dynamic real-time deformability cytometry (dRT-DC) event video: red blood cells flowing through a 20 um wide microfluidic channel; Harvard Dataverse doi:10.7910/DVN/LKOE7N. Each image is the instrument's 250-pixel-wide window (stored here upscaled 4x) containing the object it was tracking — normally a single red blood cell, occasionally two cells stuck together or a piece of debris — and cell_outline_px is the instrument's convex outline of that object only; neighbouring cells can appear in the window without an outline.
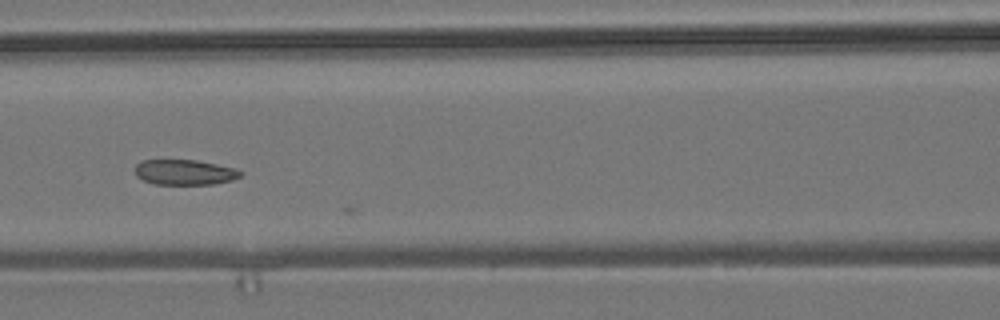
{"species": "common noctule bat (a hibernating species)", "species_latin": "Nyctalus noctula", "temperature_condition": "room temperature", "stored_images_in_passage": 10, "segment_of_instrument_passage": [1, 2], "camera_frame_rate_fps": 3000, "um_per_image_px": 0.085, "animal": {"sex": "male", "body_mass_g": 19.2, "forearm_length_mm": 51.8}, "frame": {"image": 1, "passage_image": 6, "time_ms": 7.0, "image_size_px": [1000, 320], "cell_outline_px": [[244, 172], [240, 176], [232, 180], [212, 184], [152, 184], [136, 176], [136, 164], [140, 160], [196, 160], [216, 164], [232, 168]], "centroid_in_image_um": [15.67, 14.64], "position_along_channel_um": 150.9, "area_um2": 15.43}}
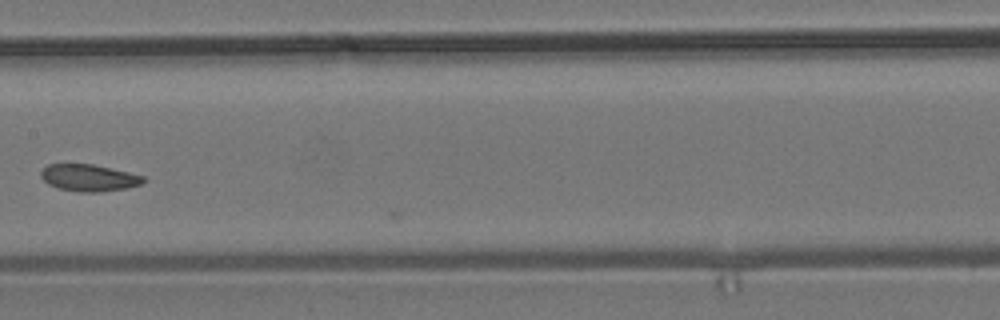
{"frame": {"image": 2, "passage_image": 7, "time_ms": 8.333, "image_size_px": [1000, 320], "cell_outline_px": [[148, 180], [140, 184], [124, 188], [100, 192], [80, 192], [60, 188], [48, 184], [40, 176], [40, 172], [48, 164], [92, 164], [128, 172], [144, 176]], "centroid_in_image_um": [7.56, 15.11], "position_along_channel_um": 199.8, "area_um2": 15.9}}
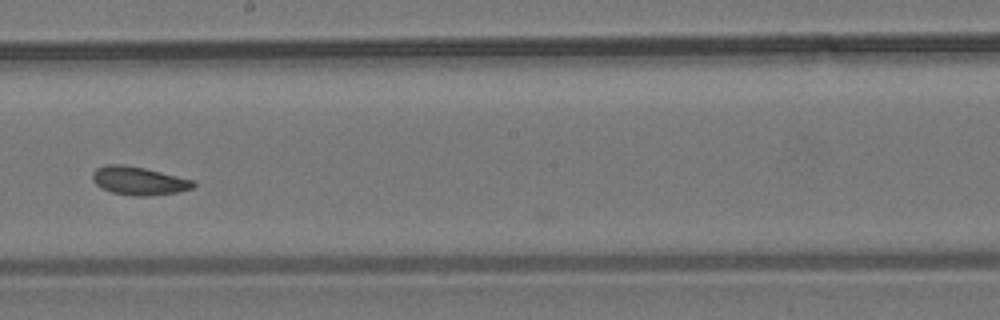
{"frame": {"image": 3, "passage_image": 8, "time_ms": 9.333, "image_size_px": [1000, 320], "cell_outline_px": [[196, 184], [192, 188], [176, 192], [148, 196], [132, 196], [112, 192], [96, 184], [92, 180], [92, 172], [96, 168], [104, 164], [124, 164], [144, 168], [192, 180]], "centroid_in_image_um": [11.74, 15.36], "position_along_channel_um": 236.5, "area_um2": 16.47}}